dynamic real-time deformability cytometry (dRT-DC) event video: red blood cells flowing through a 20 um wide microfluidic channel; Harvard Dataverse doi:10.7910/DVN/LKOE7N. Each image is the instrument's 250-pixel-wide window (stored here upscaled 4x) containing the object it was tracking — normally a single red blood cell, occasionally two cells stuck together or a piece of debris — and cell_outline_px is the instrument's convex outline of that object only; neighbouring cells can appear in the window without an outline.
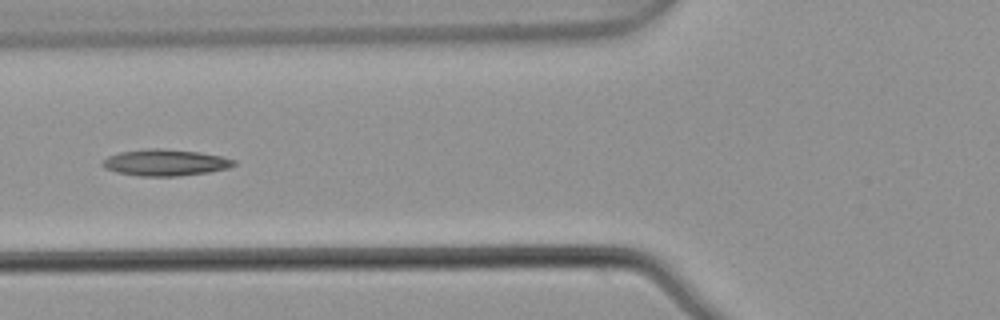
{"species": "common noctule bat (a hibernating species)", "species_latin": "Nyctalus noctula", "temperature_condition": "warm", "stored_images_in_passage": 6, "camera_frame_rate_fps": 3000, "um_per_image_px": 0.085, "animal": {"sex": "male", "body_mass_g": 21.5, "forearm_length_mm": 52.0}, "frame": {"image": 1, "passage_image": 6, "time_ms": 1.667, "image_size_px": [1000, 320], "cell_outline_px": [[236, 164], [228, 168], [208, 172], [176, 176], [140, 176], [116, 172], [104, 168], [100, 164], [108, 156], [120, 152], [148, 148], [156, 148], [200, 152], [224, 156], [236, 160]], "centroid_in_image_um": [14.06, 13.81], "position_along_channel_um": 111.7, "area_um2": 20.29}}